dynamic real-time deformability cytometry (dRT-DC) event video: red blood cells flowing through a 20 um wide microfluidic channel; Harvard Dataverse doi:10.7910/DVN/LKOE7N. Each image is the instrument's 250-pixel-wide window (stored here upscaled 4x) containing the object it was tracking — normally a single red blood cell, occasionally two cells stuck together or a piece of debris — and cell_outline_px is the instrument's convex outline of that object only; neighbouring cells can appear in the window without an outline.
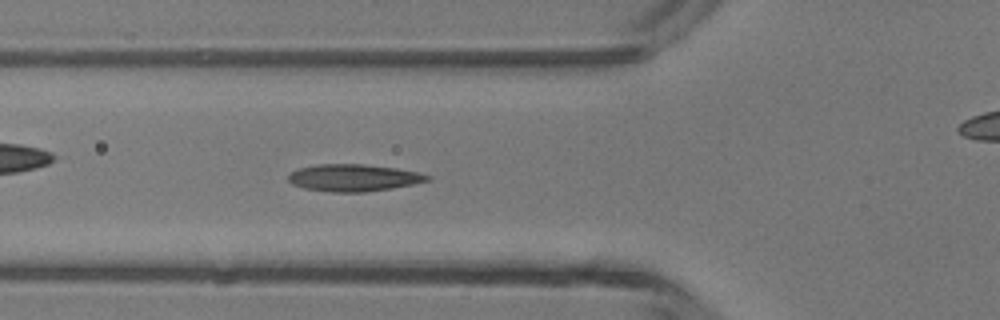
{"species": "common noctule bat (a hibernating species)", "species_latin": "Nyctalus noctula", "temperature_condition": "room temperature", "stored_images_in_passage": 34, "camera_frame_rate_fps": 3000, "um_per_image_px": 0.085, "animal": {"sex": "male", "body_mass_g": 13.3}, "frame": {"image": 1, "passage_image": 3, "time_ms": 0.667, "image_size_px": [1000, 320], "cell_outline_px": [[432, 176], [428, 180], [412, 184], [392, 188], [364, 192], [328, 192], [304, 188], [292, 184], [288, 180], [288, 176], [292, 172], [300, 168], [316, 164], [364, 164], [396, 168], [420, 172]], "centroid_in_image_um": [30.05, 15.11], "position_along_channel_um": 95.7, "area_um2": 21.91}}
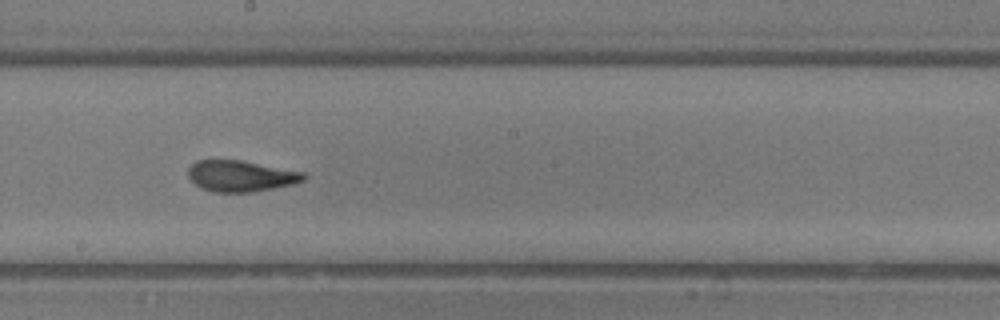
{"frame": {"image": 2, "passage_image": 12, "time_ms": 3.667, "image_size_px": [1000, 320], "cell_outline_px": [[308, 176], [304, 180], [292, 184], [252, 192], [212, 192], [200, 188], [188, 176], [188, 168], [196, 160], [240, 160], [304, 172]], "centroid_in_image_um": [20.45, 14.96], "position_along_channel_um": 227.7, "area_um2": 20.87}}
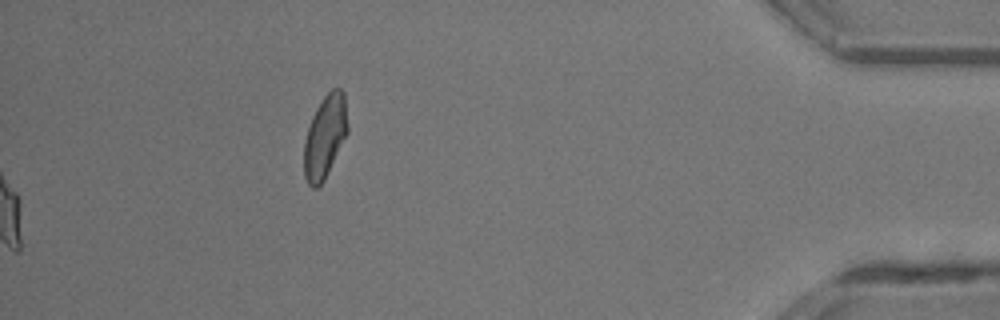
{"frame": {"image": 3, "passage_image": 34, "time_ms": 11.0, "image_size_px": [1000, 320], "cell_outline_px": [[348, 132], [324, 180], [316, 188], [312, 188], [308, 184], [304, 176], [304, 140], [312, 116], [316, 108], [324, 96], [332, 88], [340, 88], [344, 92], [348, 124]], "centroid_in_image_um": [27.62, 11.6], "position_along_channel_um": 407.6, "area_um2": 21.04}, "authors_computed_cell_mechanics": {"area_um2": 21.0103, "velocity_mm_per_s": 4.3828, "shape_relaxation_time_tau1_ms": 4.2436, "shape_relaxation_time_tau2_ms": 1.2258, "deformation_change_tau1": 0.1661, "deformation_change_tau2": 0.0736}}